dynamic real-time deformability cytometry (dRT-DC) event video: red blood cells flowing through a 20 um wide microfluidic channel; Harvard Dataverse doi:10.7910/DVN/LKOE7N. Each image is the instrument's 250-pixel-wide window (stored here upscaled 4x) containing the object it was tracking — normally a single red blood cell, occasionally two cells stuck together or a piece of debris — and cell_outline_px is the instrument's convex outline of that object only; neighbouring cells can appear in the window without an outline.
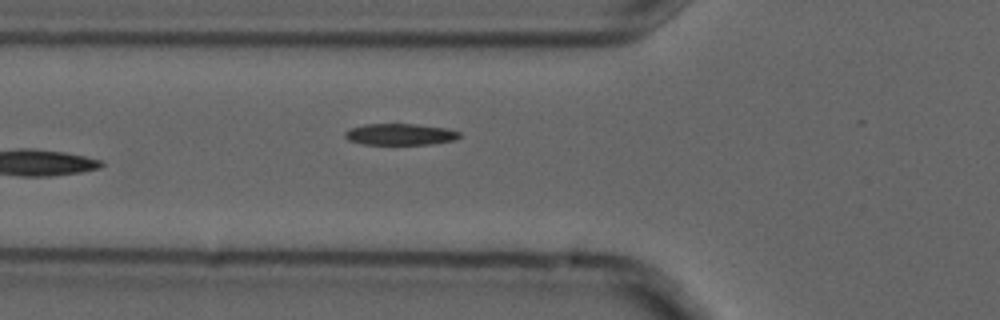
{"species": "common noctule bat (a hibernating species)", "species_latin": "Nyctalus noctula", "temperature_condition": "cold", "stored_images_in_passage": 5, "camera_frame_rate_fps": 3000, "um_per_image_px": 0.085, "animal": {"sex": "male", "forearm_length_mm": 52.5}, "frame": {"image": 1, "passage_image": 5, "time_ms": 1.333, "image_size_px": [1000, 320], "cell_outline_px": [[460, 136], [452, 140], [432, 144], [364, 144], [348, 140], [344, 136], [344, 132], [348, 128], [364, 124], [416, 124], [448, 128], [460, 132]], "centroid_in_image_um": [33.97, 11.41], "position_along_channel_um": 91.8, "area_um2": 14.33}}